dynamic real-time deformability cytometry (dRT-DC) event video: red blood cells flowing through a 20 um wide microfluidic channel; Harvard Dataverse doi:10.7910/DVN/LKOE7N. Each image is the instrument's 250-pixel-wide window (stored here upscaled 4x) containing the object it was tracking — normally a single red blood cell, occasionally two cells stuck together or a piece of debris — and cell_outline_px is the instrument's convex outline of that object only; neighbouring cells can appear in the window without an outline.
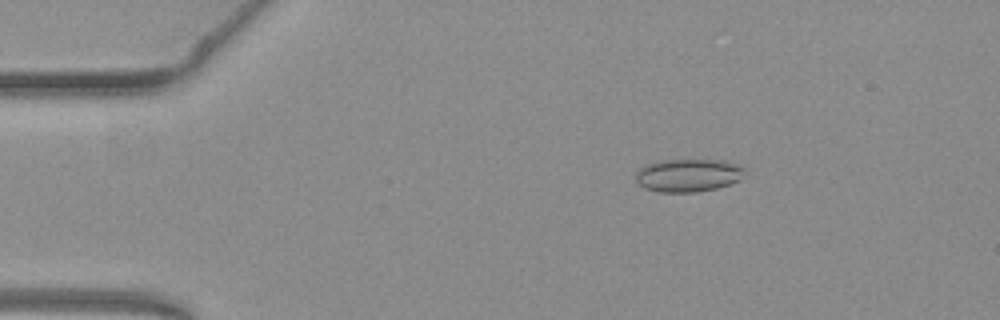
{"species": "common noctule bat (a hibernating species)", "species_latin": "Nyctalus noctula", "temperature_condition": "warm", "stored_images_in_passage": 47, "camera_frame_rate_fps": 3000, "um_per_image_px": 0.085, "animal": {"sex": "female", "body_mass_g": 19.3, "forearm_length_mm": 54.1}, "frame": {"image": 1, "passage_image": 2, "time_ms": 0.333, "image_size_px": [1000, 320], "cell_outline_px": [[744, 172], [740, 180], [716, 188], [696, 192], [660, 192], [644, 188], [636, 180], [636, 172], [640, 168], [656, 160], [724, 160], [740, 164], [744, 168]], "centroid_in_image_um": [58.5, 14.89], "position_along_channel_um": 26.5, "area_um2": 20.98}}
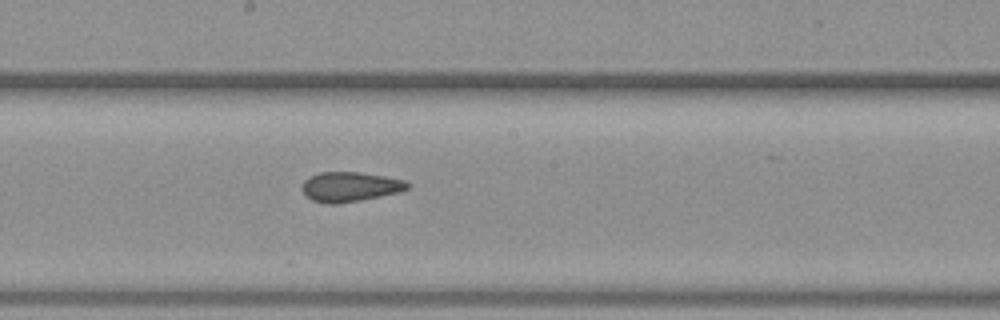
{"frame": {"image": 2, "passage_image": 22, "time_ms": 7.0, "image_size_px": [1000, 320], "cell_outline_px": [[412, 184], [408, 188], [400, 192], [360, 200], [336, 204], [328, 204], [312, 200], [300, 188], [304, 180], [320, 172], [360, 172], [384, 176], [404, 180]], "centroid_in_image_um": [29.76, 15.87], "position_along_channel_um": 218.4, "area_um2": 18.21}}
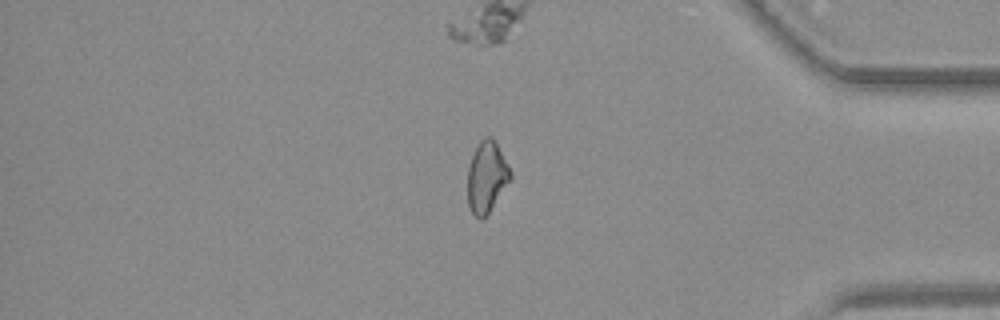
{"frame": {"image": 3, "passage_image": 38, "time_ms": 12.333, "image_size_px": [1000, 320], "cell_outline_px": [[512, 176], [488, 212], [480, 220], [472, 212], [468, 204], [468, 168], [472, 156], [480, 140], [484, 136], [492, 136], [508, 164], [512, 172]], "centroid_in_image_um": [41.36, 15.0], "position_along_channel_um": 393.8, "area_um2": 17.34}, "authors_computed_cell_mechanics": {"area_um2": 18.6116, "velocity_mm_per_s": 3.8398, "shape_relaxation_time_tau1_ms": null, "shape_relaxation_time_tau2_ms": 2.0606, "deformation_change_tau1": null, "deformation_change_tau2": 0.0876}}